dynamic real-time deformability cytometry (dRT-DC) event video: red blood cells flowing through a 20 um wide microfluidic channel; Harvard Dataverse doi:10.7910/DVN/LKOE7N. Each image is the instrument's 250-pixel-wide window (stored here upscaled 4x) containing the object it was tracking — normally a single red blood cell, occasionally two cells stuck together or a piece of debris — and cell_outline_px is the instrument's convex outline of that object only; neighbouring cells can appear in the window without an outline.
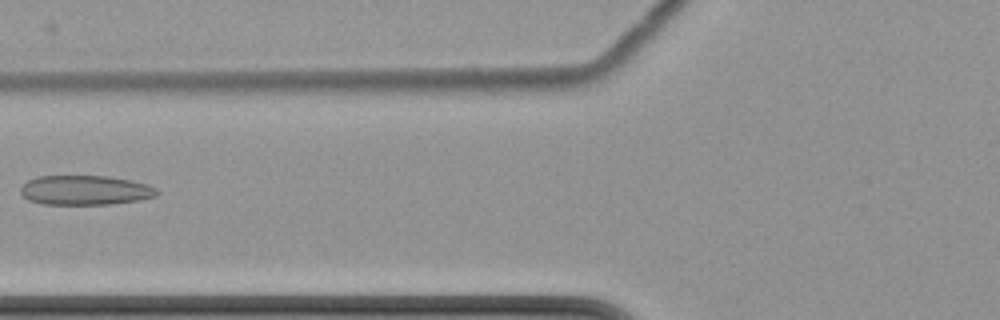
{"species": "common noctule bat (a hibernating species)", "species_latin": "Nyctalus noctula", "temperature_condition": "cold", "stored_images_in_passage": 7, "camera_frame_rate_fps": 3000, "um_per_image_px": 0.085, "animal": {"sex": "female", "body_mass_g": 22.7, "forearm_length_mm": 54.2}, "frame": {"image": 1, "passage_image": 7, "time_ms": 7.333, "image_size_px": [1000, 320], "cell_outline_px": [[160, 192], [156, 196], [140, 200], [112, 204], [44, 204], [28, 200], [20, 192], [20, 188], [28, 180], [36, 176], [108, 176], [132, 180], [148, 184], [156, 188]], "centroid_in_image_um": [7.27, 16.16], "position_along_channel_um": 118.5, "area_um2": 23.64}}